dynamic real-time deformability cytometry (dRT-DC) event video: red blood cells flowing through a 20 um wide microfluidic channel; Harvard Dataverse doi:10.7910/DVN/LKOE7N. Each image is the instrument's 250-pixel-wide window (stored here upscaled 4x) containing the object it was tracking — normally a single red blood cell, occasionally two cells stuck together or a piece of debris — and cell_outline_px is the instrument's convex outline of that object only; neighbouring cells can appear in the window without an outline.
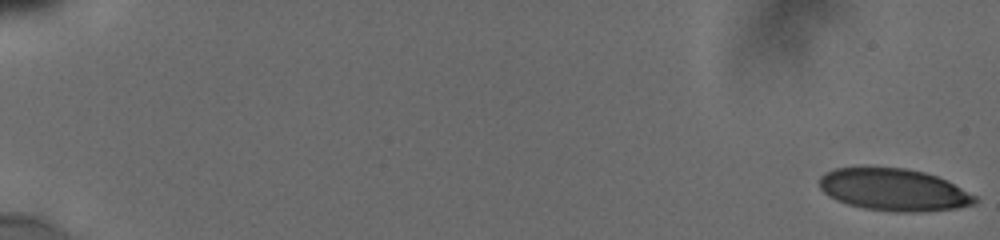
{"species": "human", "species_latin": "Homo sapiens", "temperature_condition": "cold", "stored_images_in_passage": 24, "camera_frame_rate_fps": 3000, "um_per_image_px": 0.085, "donor": {"sex": "male"}, "frame": {"image": 1, "passage_image": 1, "time_ms": 0.0, "image_size_px": [1000, 240], "cell_outline_px": [[980, 200], [976, 204], [960, 208], [924, 212], [892, 212], [864, 208], [848, 204], [836, 200], [828, 196], [820, 188], [820, 176], [824, 172], [836, 168], [908, 168], [924, 172], [948, 180], [976, 196]], "centroid_in_image_um": [76.02, 16.15], "position_along_channel_um": 9.0, "area_um2": 38.55}}
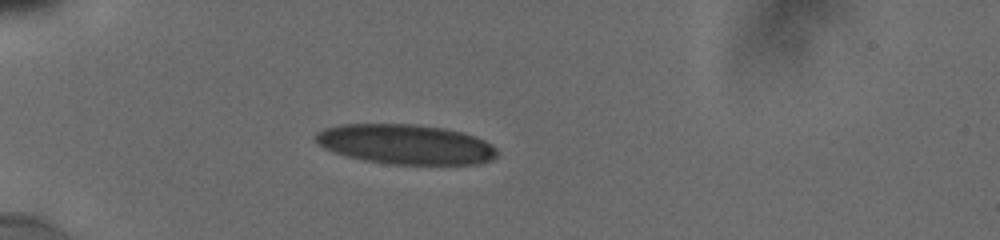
{"frame": {"image": 2, "passage_image": 19, "time_ms": 5.667, "image_size_px": [1000, 240], "cell_outline_px": [[496, 156], [492, 160], [480, 164], [388, 164], [364, 160], [332, 152], [316, 144], [316, 132], [324, 128], [340, 124], [412, 124], [444, 128], [460, 132], [484, 140], [492, 144], [496, 148]], "centroid_in_image_um": [34.45, 12.27], "position_along_channel_um": 50.6, "area_um2": 42.14}}